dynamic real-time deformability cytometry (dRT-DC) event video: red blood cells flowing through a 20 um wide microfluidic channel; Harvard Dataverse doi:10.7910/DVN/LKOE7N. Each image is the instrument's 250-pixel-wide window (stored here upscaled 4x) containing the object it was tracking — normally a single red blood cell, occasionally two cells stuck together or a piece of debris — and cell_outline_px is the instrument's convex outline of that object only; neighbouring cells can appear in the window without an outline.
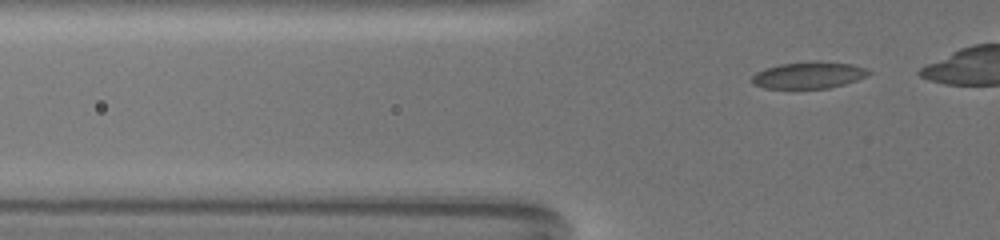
{"species": "common noctule bat (a hibernating species)", "species_latin": "Nyctalus noctula", "temperature_condition": "warm", "stored_images_in_passage": 39, "camera_frame_rate_fps": 3000, "um_per_image_px": 0.085, "animal": {"sex": "female", "body_mass_g": 19.5, "forearm_length_mm": 54.1}, "frame": {"image": 1, "passage_image": 3, "time_ms": 0.667, "image_size_px": [1000, 240], "cell_outline_px": [[872, 72], [856, 80], [844, 84], [828, 88], [764, 88], [752, 84], [752, 76], [756, 72], [764, 68], [780, 64], [852, 64], [864, 68]], "centroid_in_image_um": [68.66, 6.44], "position_along_channel_um": 57.1, "area_um2": 17.11}}
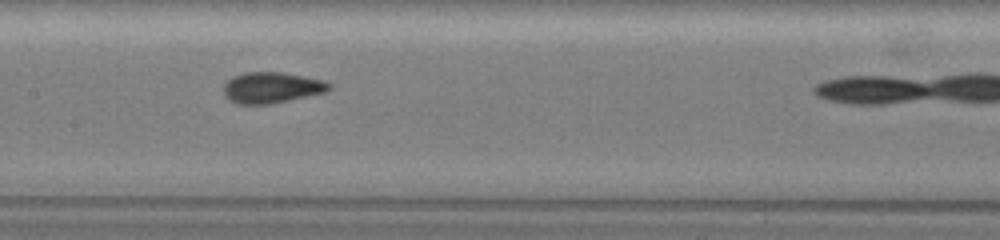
{"frame": {"image": 2, "passage_image": 17, "time_ms": 5.333, "image_size_px": [1000, 240], "cell_outline_px": [[332, 88], [324, 92], [288, 100], [268, 104], [236, 104], [228, 100], [224, 96], [224, 84], [232, 76], [244, 72], [284, 72], [320, 80], [332, 84]], "centroid_in_image_um": [23.03, 7.44], "position_along_channel_um": 184.4, "area_um2": 18.96}}
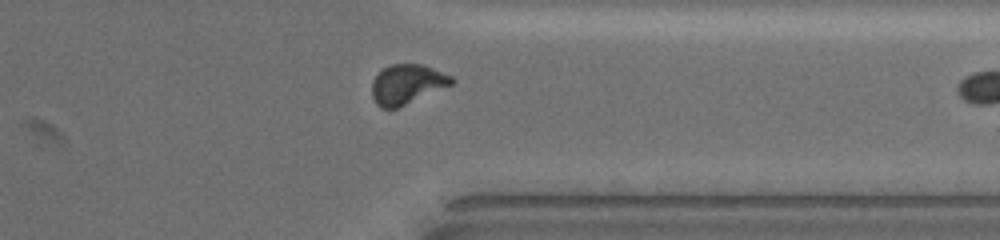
{"frame": {"image": 3, "passage_image": 36, "time_ms": 11.667, "image_size_px": [1000, 240], "cell_outline_px": [[456, 80], [452, 84], [396, 108], [380, 108], [376, 104], [372, 96], [372, 80], [384, 68], [392, 64], [420, 64], [432, 68], [452, 76]], "centroid_in_image_um": [34.58, 7.15], "position_along_channel_um": 376.8, "area_um2": 18.09}}